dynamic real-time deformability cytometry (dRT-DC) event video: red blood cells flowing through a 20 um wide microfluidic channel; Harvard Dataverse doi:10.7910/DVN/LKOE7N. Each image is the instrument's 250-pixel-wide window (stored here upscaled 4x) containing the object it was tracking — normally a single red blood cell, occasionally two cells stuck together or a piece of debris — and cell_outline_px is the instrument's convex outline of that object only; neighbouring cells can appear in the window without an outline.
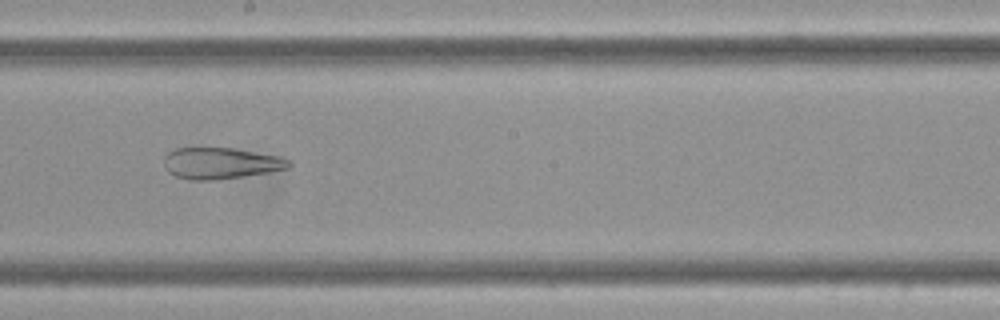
{"species": "Egyptian fruit bat (a non-hibernating species)", "species_latin": "Rousettus aegyptiacus", "temperature_condition": "cold", "stored_images_in_passage": 9, "camera_frame_rate_fps": 3000, "um_per_image_px": 0.085, "frame": {"image": 1, "passage_image": 8, "time_ms": 2.333, "image_size_px": [1000, 320], "cell_outline_px": [[292, 164], [288, 168], [268, 172], [244, 176], [212, 180], [188, 180], [176, 176], [168, 172], [164, 168], [164, 156], [168, 152], [176, 148], [232, 148], [280, 156], [288, 160]], "centroid_in_image_um": [18.72, 13.87], "position_along_channel_um": 229.5, "area_um2": 22.77}}